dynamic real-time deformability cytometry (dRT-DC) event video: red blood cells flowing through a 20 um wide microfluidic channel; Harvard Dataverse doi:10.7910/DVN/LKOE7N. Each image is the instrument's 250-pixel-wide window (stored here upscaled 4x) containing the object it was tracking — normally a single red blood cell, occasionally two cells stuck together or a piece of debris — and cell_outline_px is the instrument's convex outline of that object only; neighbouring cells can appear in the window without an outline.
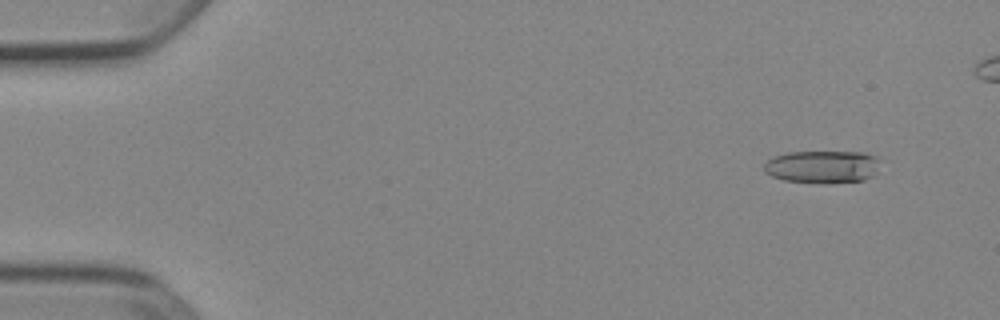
{"species": "Egyptian fruit bat (a non-hibernating species)", "species_latin": "Rousettus aegyptiacus", "temperature_condition": "cold", "stored_images_in_passage": 49, "camera_frame_rate_fps": 3000, "um_per_image_px": 0.085, "animal": {"sex": "female"}, "frame": {"image": 1, "passage_image": 4, "time_ms": 1.0, "image_size_px": [1000, 320], "cell_outline_px": [[876, 160], [872, 176], [864, 180], [824, 184], [784, 180], [772, 176], [764, 172], [764, 164], [772, 156], [788, 152], [864, 152], [876, 156]], "centroid_in_image_um": [69.82, 14.18], "position_along_channel_um": 15.2, "area_um2": 21.96}}
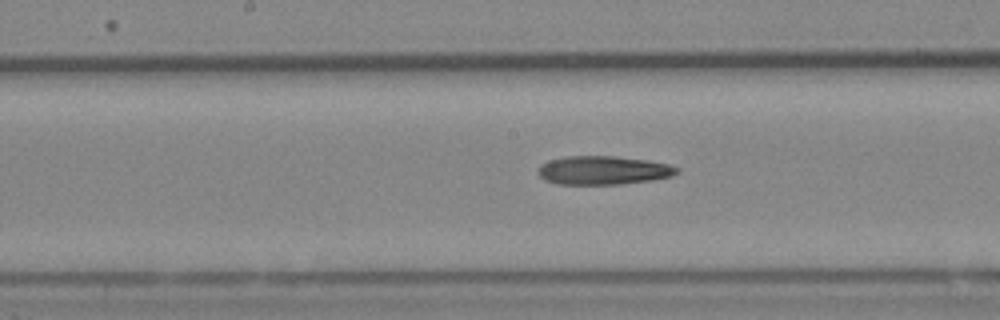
{"frame": {"image": 2, "passage_image": 27, "time_ms": 8.667, "image_size_px": [1000, 320], "cell_outline_px": [[680, 172], [672, 176], [652, 180], [620, 184], [556, 184], [544, 180], [536, 172], [540, 164], [548, 160], [568, 156], [616, 156], [648, 160], [668, 164], [680, 168]], "centroid_in_image_um": [51.27, 14.47], "position_along_channel_um": 196.9, "area_um2": 23.41}}
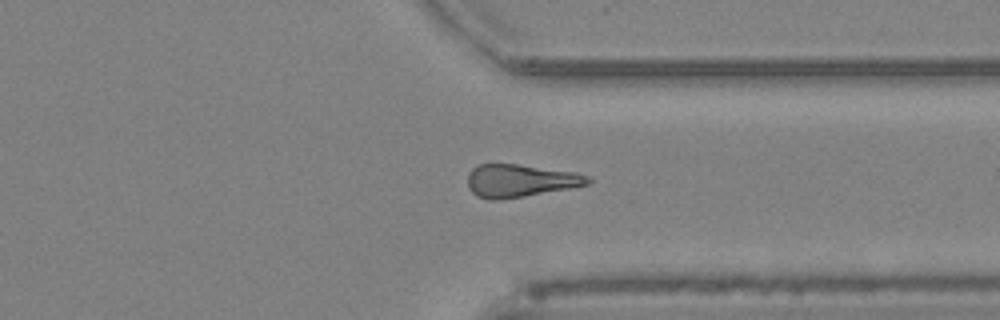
{"frame": {"image": 3, "passage_image": 40, "time_ms": 13.0, "image_size_px": [1000, 320], "cell_outline_px": [[592, 180], [588, 184], [568, 188], [524, 196], [496, 200], [488, 200], [476, 196], [468, 188], [468, 172], [476, 164], [516, 164], [576, 172], [588, 176]], "centroid_in_image_um": [44.16, 15.35], "position_along_channel_um": 367.2, "area_um2": 22.89}}